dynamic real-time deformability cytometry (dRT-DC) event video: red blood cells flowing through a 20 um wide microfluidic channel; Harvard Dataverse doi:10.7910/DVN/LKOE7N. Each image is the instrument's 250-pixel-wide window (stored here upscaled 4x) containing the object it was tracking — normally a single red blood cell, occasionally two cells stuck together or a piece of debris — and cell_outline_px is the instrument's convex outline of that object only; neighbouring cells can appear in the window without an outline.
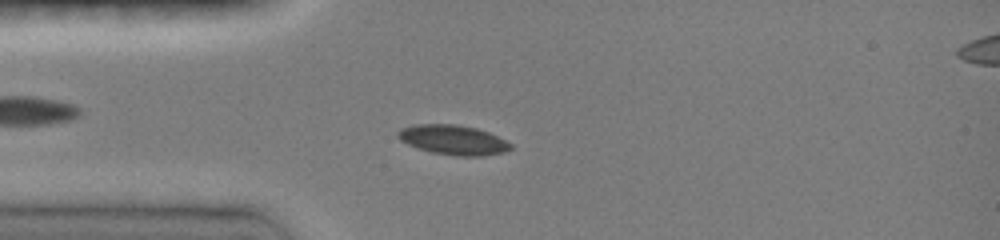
{"species": "common noctule bat (a hibernating species)", "species_latin": "Nyctalus noctula", "temperature_condition": "room temperature", "stored_images_in_passage": 46, "camera_frame_rate_fps": 3000, "um_per_image_px": 0.085, "animal": {"sex": "female", "body_mass_g": 19.0, "forearm_length_mm": 51.5}, "frame": {"image": 1, "passage_image": 12, "time_ms": 3.667, "image_size_px": [1000, 240], "cell_outline_px": [[512, 148], [504, 152], [484, 156], [456, 156], [432, 152], [408, 144], [400, 140], [396, 136], [396, 132], [400, 128], [412, 124], [456, 124], [476, 128], [488, 132], [512, 144]], "centroid_in_image_um": [38.49, 11.88], "position_along_channel_um": 46.5, "area_um2": 19.54}}
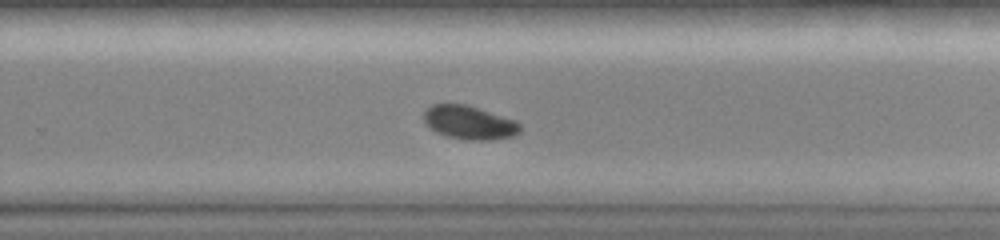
{"frame": {"image": 2, "passage_image": 31, "time_ms": 10.0, "image_size_px": [1000, 240], "cell_outline_px": [[520, 132], [512, 136], [488, 140], [468, 140], [444, 136], [428, 128], [424, 124], [424, 112], [432, 104], [468, 104], [516, 120], [520, 124]], "centroid_in_image_um": [39.86, 10.41], "position_along_channel_um": 289.9, "area_um2": 19.07}}
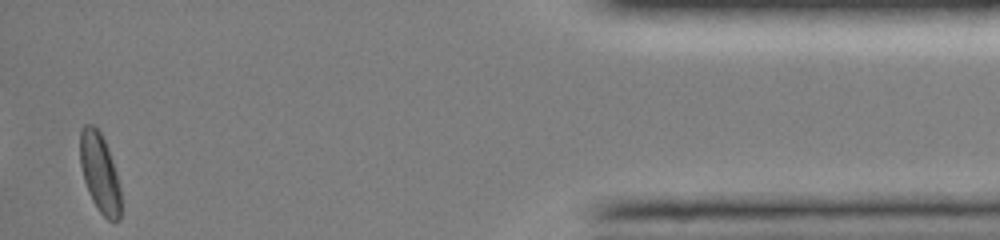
{"frame": {"image": 3, "passage_image": 46, "time_ms": 15.0, "image_size_px": [1000, 240], "cell_outline_px": [[120, 220], [108, 220], [100, 212], [92, 200], [88, 192], [84, 180], [80, 164], [80, 128], [84, 124], [92, 124], [100, 132], [108, 148], [116, 172], [120, 188]], "centroid_in_image_um": [8.46, 14.67], "position_along_channel_um": 426.7, "area_um2": 18.73}, "authors_computed_cell_mechanics": {"area_um2": 18.9295, "velocity_mm_per_s": 3.9852, "shape_relaxation_time_tau1_ms": 2.9208, "shape_relaxation_time_tau2_ms": null, "deformation_change_tau1": 0.0944, "deformation_change_tau2": null}}